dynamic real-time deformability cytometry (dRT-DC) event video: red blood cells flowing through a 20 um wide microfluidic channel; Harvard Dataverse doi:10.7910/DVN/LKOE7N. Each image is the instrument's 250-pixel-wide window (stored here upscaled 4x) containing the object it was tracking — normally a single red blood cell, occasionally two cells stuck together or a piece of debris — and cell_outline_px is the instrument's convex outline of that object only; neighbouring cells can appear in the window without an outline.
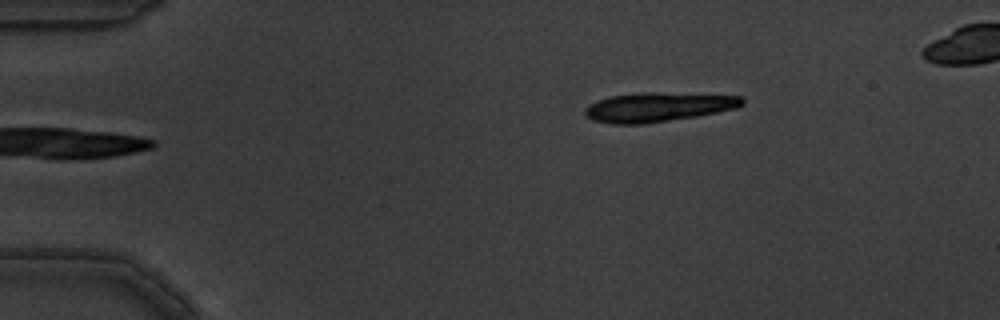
{"species": "common noctule bat (a hibernating species)", "species_latin": "Nyctalus noctula", "temperature_condition": "warm", "stored_images_in_passage": 5, "camera_frame_rate_fps": 3000, "um_per_image_px": 0.085, "animal": {"sex": "male", "body_mass_g": 19.5, "forearm_length_mm": 54.6}, "frame": {"image": 1, "passage_image": 5, "time_ms": 1.333, "image_size_px": [1000, 320], "cell_outline_px": [[744, 104], [740, 108], [696, 116], [640, 124], [612, 124], [592, 120], [584, 112], [584, 108], [596, 100], [612, 96], [644, 92], [656, 92], [744, 96]], "centroid_in_image_um": [55.97, 9.09], "position_along_channel_um": 29.0, "area_um2": 26.82}}